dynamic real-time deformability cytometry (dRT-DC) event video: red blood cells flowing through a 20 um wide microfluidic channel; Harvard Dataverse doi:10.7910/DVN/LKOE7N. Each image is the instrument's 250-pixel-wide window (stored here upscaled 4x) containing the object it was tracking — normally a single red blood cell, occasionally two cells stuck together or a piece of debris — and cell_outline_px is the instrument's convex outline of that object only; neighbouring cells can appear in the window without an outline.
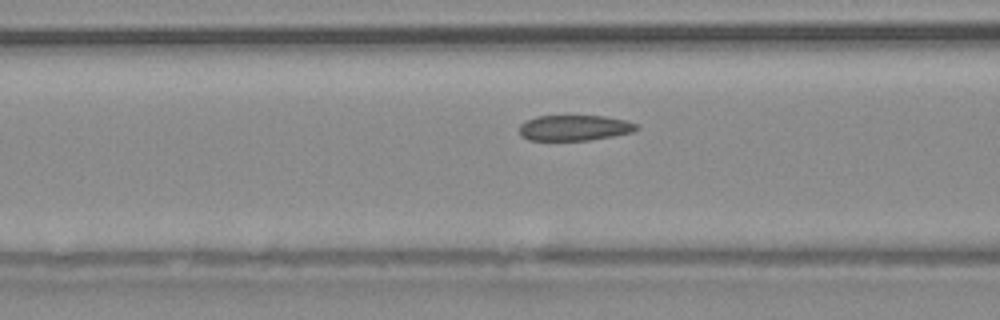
{"species": "common noctule bat (a hibernating species)", "species_latin": "Nyctalus noctula", "temperature_condition": "warm", "stored_images_in_passage": 17, "camera_frame_rate_fps": 3000, "um_per_image_px": 0.085, "animal": {"sex": "male", "body_mass_g": 20.4}, "frame": {"image": 1, "passage_image": 12, "time_ms": 3.667, "image_size_px": [1000, 320], "cell_outline_px": [[640, 128], [632, 132], [612, 136], [588, 140], [528, 140], [520, 136], [520, 124], [536, 116], [604, 116], [628, 120], [636, 124]], "centroid_in_image_um": [48.84, 10.86], "position_along_channel_um": 117.8, "area_um2": 17.46}}
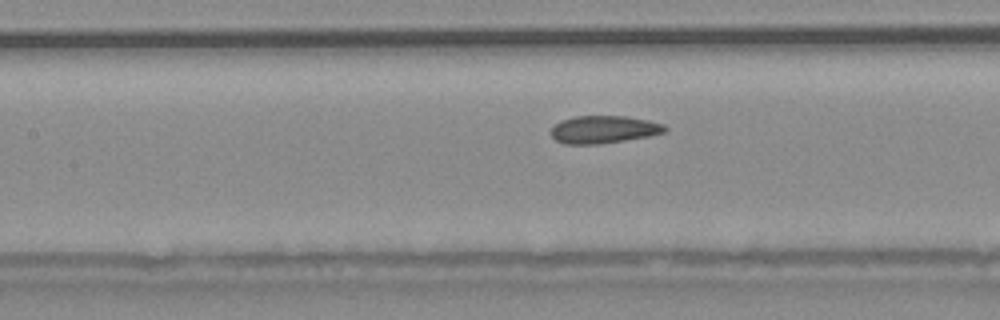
{"frame": {"image": 2, "passage_image": 15, "time_ms": 4.667, "image_size_px": [1000, 320], "cell_outline_px": [[668, 128], [664, 132], [648, 136], [600, 144], [564, 144], [556, 140], [548, 132], [560, 120], [576, 116], [628, 116], [648, 120], [664, 124]], "centroid_in_image_um": [51.29, 11.0], "position_along_channel_um": 156.1, "area_um2": 18.38}}